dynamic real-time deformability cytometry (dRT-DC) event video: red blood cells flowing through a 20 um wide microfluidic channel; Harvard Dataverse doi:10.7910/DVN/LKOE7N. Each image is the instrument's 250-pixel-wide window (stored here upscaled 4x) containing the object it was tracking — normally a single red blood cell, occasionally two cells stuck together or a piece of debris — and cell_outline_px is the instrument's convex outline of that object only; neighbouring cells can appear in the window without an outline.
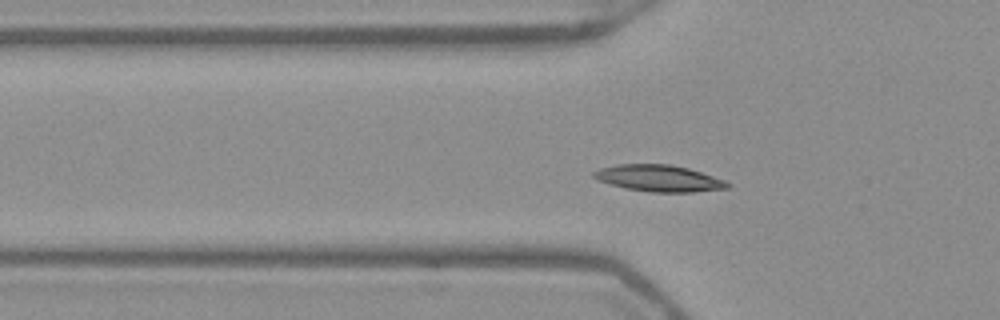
{"species": "Egyptian fruit bat (a non-hibernating species)", "species_latin": "Rousettus aegyptiacus", "temperature_condition": "warm", "stored_images_in_passage": 48, "segment_of_instrument_passage": [1, 2], "camera_frame_rate_fps": 3000, "um_per_image_px": 0.085, "frame": {"image": 1, "passage_image": 12, "time_ms": 3.667, "image_size_px": [1000, 320], "cell_outline_px": [[732, 184], [728, 188], [692, 192], [652, 192], [628, 188], [596, 180], [592, 176], [592, 172], [600, 168], [616, 164], [668, 164], [688, 168], [724, 180]], "centroid_in_image_um": [55.99, 15.15], "position_along_channel_um": 69.8, "area_um2": 20.52}}
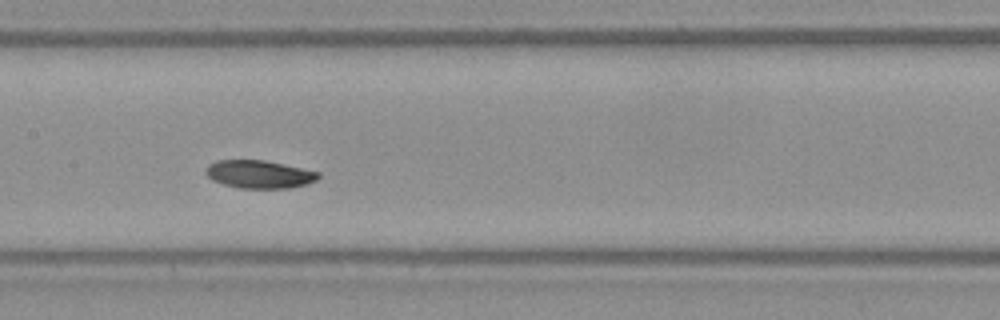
{"frame": {"image": 2, "passage_image": 21, "time_ms": 6.667, "image_size_px": [1000, 320], "cell_outline_px": [[320, 176], [316, 180], [308, 184], [292, 188], [240, 188], [224, 184], [212, 180], [204, 172], [204, 168], [208, 164], [216, 160], [264, 160], [284, 164], [320, 172]], "centroid_in_image_um": [22.03, 14.81], "position_along_channel_um": 185.4, "area_um2": 18.5}}
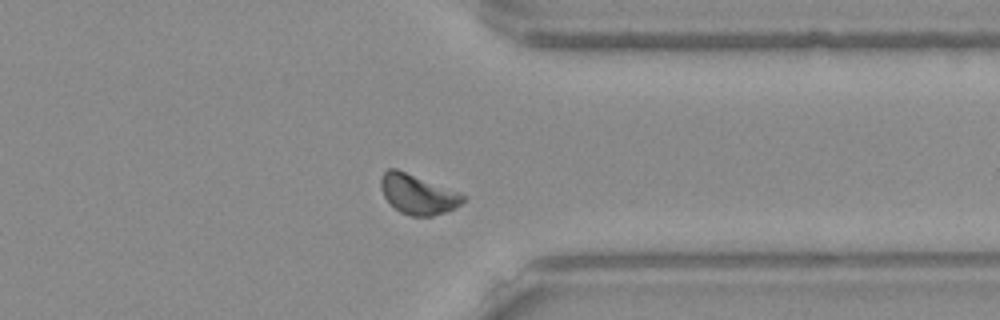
{"frame": {"image": 3, "passage_image": 36, "time_ms": 11.667, "image_size_px": [1000, 320], "cell_outline_px": [[468, 200], [456, 208], [432, 216], [412, 216], [400, 212], [384, 196], [380, 188], [380, 176], [388, 168], [396, 168], [468, 196]], "centroid_in_image_um": [35.53, 16.51], "position_along_channel_um": 375.9, "area_um2": 19.02}}